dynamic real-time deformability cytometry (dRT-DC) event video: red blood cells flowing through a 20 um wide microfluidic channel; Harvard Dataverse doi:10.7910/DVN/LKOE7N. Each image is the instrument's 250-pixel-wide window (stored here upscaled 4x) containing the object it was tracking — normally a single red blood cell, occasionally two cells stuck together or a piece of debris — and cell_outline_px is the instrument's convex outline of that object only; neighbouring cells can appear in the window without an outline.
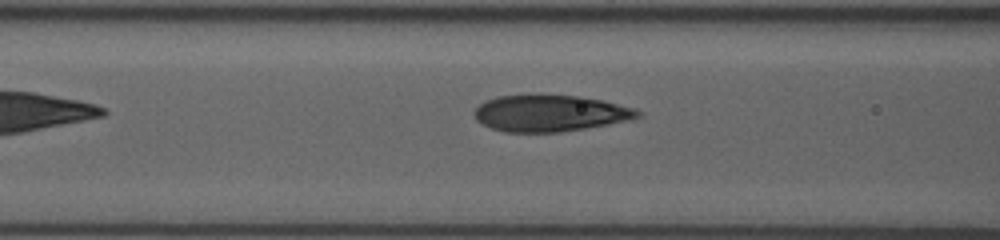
{"species": "human", "species_latin": "Homo sapiens", "temperature_condition": "room temperature", "stored_images_in_passage": 10, "camera_frame_rate_fps": 3000, "um_per_image_px": 0.085, "donor": {"sex": "female"}, "frame": {"image": 1, "passage_image": 10, "time_ms": 7.333, "image_size_px": [1000, 240], "cell_outline_px": [[640, 116], [632, 120], [560, 132], [504, 132], [492, 128], [476, 120], [476, 108], [484, 100], [496, 96], [540, 92], [580, 96], [604, 100], [636, 108], [640, 112]], "centroid_in_image_um": [46.76, 9.58], "position_along_channel_um": 119.8, "area_um2": 35.6}}